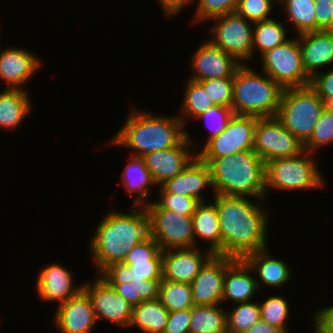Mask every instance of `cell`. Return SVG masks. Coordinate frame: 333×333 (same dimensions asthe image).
<instances>
[{"mask_svg": "<svg viewBox=\"0 0 333 333\" xmlns=\"http://www.w3.org/2000/svg\"><path fill=\"white\" fill-rule=\"evenodd\" d=\"M258 292L261 293L248 264L243 259L230 258L225 263L222 304L252 301L260 295Z\"/></svg>", "mask_w": 333, "mask_h": 333, "instance_id": "cell-22", "label": "cell"}, {"mask_svg": "<svg viewBox=\"0 0 333 333\" xmlns=\"http://www.w3.org/2000/svg\"><path fill=\"white\" fill-rule=\"evenodd\" d=\"M0 25H1V24H0ZM0 33H1V28H0ZM1 40H2V39H1V34H0V42H1ZM0 45H1V43H0Z\"/></svg>", "mask_w": 333, "mask_h": 333, "instance_id": "cell-53", "label": "cell"}, {"mask_svg": "<svg viewBox=\"0 0 333 333\" xmlns=\"http://www.w3.org/2000/svg\"><path fill=\"white\" fill-rule=\"evenodd\" d=\"M258 117L253 115H234L226 129L209 140L197 156L208 165L215 159L253 150L254 129Z\"/></svg>", "mask_w": 333, "mask_h": 333, "instance_id": "cell-12", "label": "cell"}, {"mask_svg": "<svg viewBox=\"0 0 333 333\" xmlns=\"http://www.w3.org/2000/svg\"><path fill=\"white\" fill-rule=\"evenodd\" d=\"M287 23L277 18H271L256 22L253 25L252 36V59L259 55V58L269 50L284 44L290 39ZM290 35V36H289ZM289 36V38H288ZM259 54H257V53Z\"/></svg>", "mask_w": 333, "mask_h": 333, "instance_id": "cell-30", "label": "cell"}, {"mask_svg": "<svg viewBox=\"0 0 333 333\" xmlns=\"http://www.w3.org/2000/svg\"><path fill=\"white\" fill-rule=\"evenodd\" d=\"M211 199L219 218L221 256L243 259L250 253L269 248L268 227L272 213L265 204L268 200L220 194H213Z\"/></svg>", "mask_w": 333, "mask_h": 333, "instance_id": "cell-1", "label": "cell"}, {"mask_svg": "<svg viewBox=\"0 0 333 333\" xmlns=\"http://www.w3.org/2000/svg\"><path fill=\"white\" fill-rule=\"evenodd\" d=\"M194 53L190 56L188 79L201 81L213 78L234 77L242 65L234 56L213 45L208 39L201 40Z\"/></svg>", "mask_w": 333, "mask_h": 333, "instance_id": "cell-15", "label": "cell"}, {"mask_svg": "<svg viewBox=\"0 0 333 333\" xmlns=\"http://www.w3.org/2000/svg\"><path fill=\"white\" fill-rule=\"evenodd\" d=\"M158 299L169 312L186 310L194 306L191 286L188 283L162 279Z\"/></svg>", "mask_w": 333, "mask_h": 333, "instance_id": "cell-36", "label": "cell"}, {"mask_svg": "<svg viewBox=\"0 0 333 333\" xmlns=\"http://www.w3.org/2000/svg\"><path fill=\"white\" fill-rule=\"evenodd\" d=\"M208 31L213 45L234 56L240 63L252 61V36L254 23L236 12L215 17ZM246 62V63H245Z\"/></svg>", "mask_w": 333, "mask_h": 333, "instance_id": "cell-9", "label": "cell"}, {"mask_svg": "<svg viewBox=\"0 0 333 333\" xmlns=\"http://www.w3.org/2000/svg\"><path fill=\"white\" fill-rule=\"evenodd\" d=\"M192 308L169 312L164 333H189Z\"/></svg>", "mask_w": 333, "mask_h": 333, "instance_id": "cell-44", "label": "cell"}, {"mask_svg": "<svg viewBox=\"0 0 333 333\" xmlns=\"http://www.w3.org/2000/svg\"><path fill=\"white\" fill-rule=\"evenodd\" d=\"M196 156L197 152L185 137L176 147L155 151L142 158L159 187L180 174Z\"/></svg>", "mask_w": 333, "mask_h": 333, "instance_id": "cell-20", "label": "cell"}, {"mask_svg": "<svg viewBox=\"0 0 333 333\" xmlns=\"http://www.w3.org/2000/svg\"><path fill=\"white\" fill-rule=\"evenodd\" d=\"M277 5L278 0H239L235 12L247 21L256 23L273 18L272 12Z\"/></svg>", "mask_w": 333, "mask_h": 333, "instance_id": "cell-42", "label": "cell"}, {"mask_svg": "<svg viewBox=\"0 0 333 333\" xmlns=\"http://www.w3.org/2000/svg\"><path fill=\"white\" fill-rule=\"evenodd\" d=\"M101 276L133 307L142 301L157 299L162 280L132 278L130 282H125L112 269L103 272Z\"/></svg>", "mask_w": 333, "mask_h": 333, "instance_id": "cell-29", "label": "cell"}, {"mask_svg": "<svg viewBox=\"0 0 333 333\" xmlns=\"http://www.w3.org/2000/svg\"><path fill=\"white\" fill-rule=\"evenodd\" d=\"M234 115L235 113L233 112L231 107L213 105L205 113H202L201 115L196 117L193 121L205 122L204 127H208L207 129L209 130L208 134H206L208 136L204 138L206 140H203V144L199 145L198 142H195L196 140H193L191 138V134H189L188 129L186 130V137L194 147V150L198 152L209 140L221 134L226 129Z\"/></svg>", "mask_w": 333, "mask_h": 333, "instance_id": "cell-35", "label": "cell"}, {"mask_svg": "<svg viewBox=\"0 0 333 333\" xmlns=\"http://www.w3.org/2000/svg\"><path fill=\"white\" fill-rule=\"evenodd\" d=\"M259 302L261 319L270 324L271 326L282 329L285 333L291 330L288 324V318L291 317L290 302L284 295H270ZM289 329V330H288Z\"/></svg>", "mask_w": 333, "mask_h": 333, "instance_id": "cell-38", "label": "cell"}, {"mask_svg": "<svg viewBox=\"0 0 333 333\" xmlns=\"http://www.w3.org/2000/svg\"><path fill=\"white\" fill-rule=\"evenodd\" d=\"M198 82L203 86L214 105L231 107L233 77L213 78Z\"/></svg>", "mask_w": 333, "mask_h": 333, "instance_id": "cell-43", "label": "cell"}, {"mask_svg": "<svg viewBox=\"0 0 333 333\" xmlns=\"http://www.w3.org/2000/svg\"><path fill=\"white\" fill-rule=\"evenodd\" d=\"M185 82L182 103L180 104L177 116L182 121L184 127L187 128V125L190 122L189 119L193 121L196 117L205 113L214 104L199 82L188 78Z\"/></svg>", "mask_w": 333, "mask_h": 333, "instance_id": "cell-34", "label": "cell"}, {"mask_svg": "<svg viewBox=\"0 0 333 333\" xmlns=\"http://www.w3.org/2000/svg\"><path fill=\"white\" fill-rule=\"evenodd\" d=\"M123 167L121 181L117 185L124 187V193L130 198L135 196L132 205L146 207L152 200V189L157 187L152 175L145 165L144 159L140 156L131 155L130 159L126 158ZM152 188V189H151ZM151 197V198H150Z\"/></svg>", "mask_w": 333, "mask_h": 333, "instance_id": "cell-26", "label": "cell"}, {"mask_svg": "<svg viewBox=\"0 0 333 333\" xmlns=\"http://www.w3.org/2000/svg\"><path fill=\"white\" fill-rule=\"evenodd\" d=\"M167 192L189 196L199 202L210 201L203 193L210 188L214 194L211 171L207 163L196 156L192 162L178 175L161 185ZM203 192V193H202Z\"/></svg>", "mask_w": 333, "mask_h": 333, "instance_id": "cell-23", "label": "cell"}, {"mask_svg": "<svg viewBox=\"0 0 333 333\" xmlns=\"http://www.w3.org/2000/svg\"><path fill=\"white\" fill-rule=\"evenodd\" d=\"M158 5L161 7V12H163L166 18H173L176 15L182 13L185 7L193 5L194 0H157Z\"/></svg>", "mask_w": 333, "mask_h": 333, "instance_id": "cell-48", "label": "cell"}, {"mask_svg": "<svg viewBox=\"0 0 333 333\" xmlns=\"http://www.w3.org/2000/svg\"><path fill=\"white\" fill-rule=\"evenodd\" d=\"M212 256L204 247L162 250V279L191 284Z\"/></svg>", "mask_w": 333, "mask_h": 333, "instance_id": "cell-18", "label": "cell"}, {"mask_svg": "<svg viewBox=\"0 0 333 333\" xmlns=\"http://www.w3.org/2000/svg\"><path fill=\"white\" fill-rule=\"evenodd\" d=\"M324 104V109L333 112V98H321Z\"/></svg>", "mask_w": 333, "mask_h": 333, "instance_id": "cell-50", "label": "cell"}, {"mask_svg": "<svg viewBox=\"0 0 333 333\" xmlns=\"http://www.w3.org/2000/svg\"><path fill=\"white\" fill-rule=\"evenodd\" d=\"M253 150L264 163L275 158L294 157L304 150V144L274 117H258L253 138Z\"/></svg>", "mask_w": 333, "mask_h": 333, "instance_id": "cell-11", "label": "cell"}, {"mask_svg": "<svg viewBox=\"0 0 333 333\" xmlns=\"http://www.w3.org/2000/svg\"><path fill=\"white\" fill-rule=\"evenodd\" d=\"M314 1L315 0H278L280 10L283 9V15H286L283 19L284 22L288 23L289 28L290 22V25H292L294 29L292 31L296 33L293 32L292 34L297 36L302 33L317 31Z\"/></svg>", "mask_w": 333, "mask_h": 333, "instance_id": "cell-32", "label": "cell"}, {"mask_svg": "<svg viewBox=\"0 0 333 333\" xmlns=\"http://www.w3.org/2000/svg\"><path fill=\"white\" fill-rule=\"evenodd\" d=\"M318 156L304 151L286 158H275L265 163L266 200L271 190L284 192L321 190L327 184L319 169Z\"/></svg>", "mask_w": 333, "mask_h": 333, "instance_id": "cell-6", "label": "cell"}, {"mask_svg": "<svg viewBox=\"0 0 333 333\" xmlns=\"http://www.w3.org/2000/svg\"><path fill=\"white\" fill-rule=\"evenodd\" d=\"M126 213L109 209L96 224L87 249L96 271L94 275L123 263L129 251L150 236V218L145 207L132 206Z\"/></svg>", "mask_w": 333, "mask_h": 333, "instance_id": "cell-2", "label": "cell"}, {"mask_svg": "<svg viewBox=\"0 0 333 333\" xmlns=\"http://www.w3.org/2000/svg\"><path fill=\"white\" fill-rule=\"evenodd\" d=\"M191 218L195 247H199L198 243L202 240L205 249L221 256V232L215 204L212 201L200 202Z\"/></svg>", "mask_w": 333, "mask_h": 333, "instance_id": "cell-27", "label": "cell"}, {"mask_svg": "<svg viewBox=\"0 0 333 333\" xmlns=\"http://www.w3.org/2000/svg\"><path fill=\"white\" fill-rule=\"evenodd\" d=\"M253 68L242 64L235 72L231 108L236 115L274 117L284 89L263 71Z\"/></svg>", "mask_w": 333, "mask_h": 333, "instance_id": "cell-5", "label": "cell"}, {"mask_svg": "<svg viewBox=\"0 0 333 333\" xmlns=\"http://www.w3.org/2000/svg\"><path fill=\"white\" fill-rule=\"evenodd\" d=\"M333 144V112L323 110L310 138L304 143V150L318 154L321 148Z\"/></svg>", "mask_w": 333, "mask_h": 333, "instance_id": "cell-40", "label": "cell"}, {"mask_svg": "<svg viewBox=\"0 0 333 333\" xmlns=\"http://www.w3.org/2000/svg\"><path fill=\"white\" fill-rule=\"evenodd\" d=\"M55 307L52 319L57 332L93 333L95 331L98 323L94 309L90 298L83 290Z\"/></svg>", "mask_w": 333, "mask_h": 333, "instance_id": "cell-19", "label": "cell"}, {"mask_svg": "<svg viewBox=\"0 0 333 333\" xmlns=\"http://www.w3.org/2000/svg\"><path fill=\"white\" fill-rule=\"evenodd\" d=\"M0 131L16 130L28 119L32 111V98L27 90H0Z\"/></svg>", "mask_w": 333, "mask_h": 333, "instance_id": "cell-28", "label": "cell"}, {"mask_svg": "<svg viewBox=\"0 0 333 333\" xmlns=\"http://www.w3.org/2000/svg\"><path fill=\"white\" fill-rule=\"evenodd\" d=\"M312 327H310L312 329V332L314 333H320L313 325H311Z\"/></svg>", "mask_w": 333, "mask_h": 333, "instance_id": "cell-51", "label": "cell"}, {"mask_svg": "<svg viewBox=\"0 0 333 333\" xmlns=\"http://www.w3.org/2000/svg\"><path fill=\"white\" fill-rule=\"evenodd\" d=\"M297 36L303 68L310 78L333 65V33L321 30Z\"/></svg>", "mask_w": 333, "mask_h": 333, "instance_id": "cell-25", "label": "cell"}, {"mask_svg": "<svg viewBox=\"0 0 333 333\" xmlns=\"http://www.w3.org/2000/svg\"><path fill=\"white\" fill-rule=\"evenodd\" d=\"M0 45V81L8 89H24L29 80L43 67V61L37 53L18 46ZM37 72V73H36ZM24 87V88H23Z\"/></svg>", "mask_w": 333, "mask_h": 333, "instance_id": "cell-16", "label": "cell"}, {"mask_svg": "<svg viewBox=\"0 0 333 333\" xmlns=\"http://www.w3.org/2000/svg\"><path fill=\"white\" fill-rule=\"evenodd\" d=\"M223 304L194 305L189 333H227V314Z\"/></svg>", "mask_w": 333, "mask_h": 333, "instance_id": "cell-33", "label": "cell"}, {"mask_svg": "<svg viewBox=\"0 0 333 333\" xmlns=\"http://www.w3.org/2000/svg\"><path fill=\"white\" fill-rule=\"evenodd\" d=\"M159 188V189H158ZM158 198L155 202L164 209L176 212L182 216H192L200 203L197 199L167 192L162 186L157 187Z\"/></svg>", "mask_w": 333, "mask_h": 333, "instance_id": "cell-41", "label": "cell"}, {"mask_svg": "<svg viewBox=\"0 0 333 333\" xmlns=\"http://www.w3.org/2000/svg\"><path fill=\"white\" fill-rule=\"evenodd\" d=\"M231 257L213 255L191 282L194 305L222 304L225 263Z\"/></svg>", "mask_w": 333, "mask_h": 333, "instance_id": "cell-21", "label": "cell"}, {"mask_svg": "<svg viewBox=\"0 0 333 333\" xmlns=\"http://www.w3.org/2000/svg\"><path fill=\"white\" fill-rule=\"evenodd\" d=\"M145 208L150 218V236L161 250L195 247L191 216L161 208L155 200Z\"/></svg>", "mask_w": 333, "mask_h": 333, "instance_id": "cell-10", "label": "cell"}, {"mask_svg": "<svg viewBox=\"0 0 333 333\" xmlns=\"http://www.w3.org/2000/svg\"><path fill=\"white\" fill-rule=\"evenodd\" d=\"M261 71L283 89L305 87L311 78L303 68L298 36L264 53L260 58Z\"/></svg>", "mask_w": 333, "mask_h": 333, "instance_id": "cell-8", "label": "cell"}, {"mask_svg": "<svg viewBox=\"0 0 333 333\" xmlns=\"http://www.w3.org/2000/svg\"><path fill=\"white\" fill-rule=\"evenodd\" d=\"M325 70L318 72L311 78L310 86L320 98H333V67Z\"/></svg>", "mask_w": 333, "mask_h": 333, "instance_id": "cell-45", "label": "cell"}, {"mask_svg": "<svg viewBox=\"0 0 333 333\" xmlns=\"http://www.w3.org/2000/svg\"><path fill=\"white\" fill-rule=\"evenodd\" d=\"M197 2V3H196ZM239 0H194L191 24L208 23L211 19L236 11ZM194 22V23H192Z\"/></svg>", "mask_w": 333, "mask_h": 333, "instance_id": "cell-39", "label": "cell"}, {"mask_svg": "<svg viewBox=\"0 0 333 333\" xmlns=\"http://www.w3.org/2000/svg\"><path fill=\"white\" fill-rule=\"evenodd\" d=\"M267 248L248 254L243 260L248 264L254 273L259 290L263 287L282 289L291 280L294 273L288 262L283 258L272 256Z\"/></svg>", "mask_w": 333, "mask_h": 333, "instance_id": "cell-24", "label": "cell"}, {"mask_svg": "<svg viewBox=\"0 0 333 333\" xmlns=\"http://www.w3.org/2000/svg\"><path fill=\"white\" fill-rule=\"evenodd\" d=\"M327 31L333 33V23H332L331 27Z\"/></svg>", "mask_w": 333, "mask_h": 333, "instance_id": "cell-52", "label": "cell"}, {"mask_svg": "<svg viewBox=\"0 0 333 333\" xmlns=\"http://www.w3.org/2000/svg\"><path fill=\"white\" fill-rule=\"evenodd\" d=\"M168 317L169 311L158 298L142 301L133 307L128 328L137 327L142 333H164Z\"/></svg>", "mask_w": 333, "mask_h": 333, "instance_id": "cell-31", "label": "cell"}, {"mask_svg": "<svg viewBox=\"0 0 333 333\" xmlns=\"http://www.w3.org/2000/svg\"><path fill=\"white\" fill-rule=\"evenodd\" d=\"M123 281L134 279H162V250L149 236L135 245L123 263L112 269Z\"/></svg>", "mask_w": 333, "mask_h": 333, "instance_id": "cell-14", "label": "cell"}, {"mask_svg": "<svg viewBox=\"0 0 333 333\" xmlns=\"http://www.w3.org/2000/svg\"><path fill=\"white\" fill-rule=\"evenodd\" d=\"M124 125L110 137L108 145L127 147L130 155L143 157L155 151L176 147L185 137L186 128L177 114H153L131 106Z\"/></svg>", "mask_w": 333, "mask_h": 333, "instance_id": "cell-3", "label": "cell"}, {"mask_svg": "<svg viewBox=\"0 0 333 333\" xmlns=\"http://www.w3.org/2000/svg\"><path fill=\"white\" fill-rule=\"evenodd\" d=\"M230 305L233 306L226 308L228 333H245L261 319L259 300Z\"/></svg>", "mask_w": 333, "mask_h": 333, "instance_id": "cell-37", "label": "cell"}, {"mask_svg": "<svg viewBox=\"0 0 333 333\" xmlns=\"http://www.w3.org/2000/svg\"><path fill=\"white\" fill-rule=\"evenodd\" d=\"M323 110L322 99L310 85L286 88L276 117L304 144L312 135Z\"/></svg>", "mask_w": 333, "mask_h": 333, "instance_id": "cell-7", "label": "cell"}, {"mask_svg": "<svg viewBox=\"0 0 333 333\" xmlns=\"http://www.w3.org/2000/svg\"><path fill=\"white\" fill-rule=\"evenodd\" d=\"M245 333H285L282 329L275 328L265 322L263 319H259L254 325H252Z\"/></svg>", "mask_w": 333, "mask_h": 333, "instance_id": "cell-49", "label": "cell"}, {"mask_svg": "<svg viewBox=\"0 0 333 333\" xmlns=\"http://www.w3.org/2000/svg\"><path fill=\"white\" fill-rule=\"evenodd\" d=\"M37 275L35 289L38 299L44 303L57 305L78 295L83 290L84 283L75 284V274L59 263L46 264Z\"/></svg>", "mask_w": 333, "mask_h": 333, "instance_id": "cell-17", "label": "cell"}, {"mask_svg": "<svg viewBox=\"0 0 333 333\" xmlns=\"http://www.w3.org/2000/svg\"><path fill=\"white\" fill-rule=\"evenodd\" d=\"M317 31L328 30L333 23V0H315Z\"/></svg>", "mask_w": 333, "mask_h": 333, "instance_id": "cell-47", "label": "cell"}, {"mask_svg": "<svg viewBox=\"0 0 333 333\" xmlns=\"http://www.w3.org/2000/svg\"><path fill=\"white\" fill-rule=\"evenodd\" d=\"M314 312V313H313ZM310 314L312 325L320 333H333V303L329 306L319 308Z\"/></svg>", "mask_w": 333, "mask_h": 333, "instance_id": "cell-46", "label": "cell"}, {"mask_svg": "<svg viewBox=\"0 0 333 333\" xmlns=\"http://www.w3.org/2000/svg\"><path fill=\"white\" fill-rule=\"evenodd\" d=\"M87 279L83 291L90 298L97 323L105 320L119 329L127 328L130 324L133 306L130 305L113 287L101 276Z\"/></svg>", "mask_w": 333, "mask_h": 333, "instance_id": "cell-13", "label": "cell"}, {"mask_svg": "<svg viewBox=\"0 0 333 333\" xmlns=\"http://www.w3.org/2000/svg\"><path fill=\"white\" fill-rule=\"evenodd\" d=\"M209 167L214 194L266 199L265 163L254 150L215 158Z\"/></svg>", "mask_w": 333, "mask_h": 333, "instance_id": "cell-4", "label": "cell"}]
</instances>
